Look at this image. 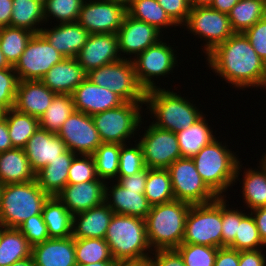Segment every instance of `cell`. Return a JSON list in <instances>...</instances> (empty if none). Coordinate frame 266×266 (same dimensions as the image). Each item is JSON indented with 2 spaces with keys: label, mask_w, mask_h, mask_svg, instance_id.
Segmentation results:
<instances>
[{
  "label": "cell",
  "mask_w": 266,
  "mask_h": 266,
  "mask_svg": "<svg viewBox=\"0 0 266 266\" xmlns=\"http://www.w3.org/2000/svg\"><path fill=\"white\" fill-rule=\"evenodd\" d=\"M77 154L66 150L36 173V180L49 196H57L67 185L68 171Z\"/></svg>",
  "instance_id": "f1b7e54d"
},
{
  "label": "cell",
  "mask_w": 266,
  "mask_h": 266,
  "mask_svg": "<svg viewBox=\"0 0 266 266\" xmlns=\"http://www.w3.org/2000/svg\"><path fill=\"white\" fill-rule=\"evenodd\" d=\"M167 170L176 200L194 205L206 204L218 198L203 181L192 158L177 159Z\"/></svg>",
  "instance_id": "7c38bea8"
},
{
  "label": "cell",
  "mask_w": 266,
  "mask_h": 266,
  "mask_svg": "<svg viewBox=\"0 0 266 266\" xmlns=\"http://www.w3.org/2000/svg\"><path fill=\"white\" fill-rule=\"evenodd\" d=\"M143 105L144 102H124L119 107L92 115L102 143H129L142 127Z\"/></svg>",
  "instance_id": "52a82bcc"
},
{
  "label": "cell",
  "mask_w": 266,
  "mask_h": 266,
  "mask_svg": "<svg viewBox=\"0 0 266 266\" xmlns=\"http://www.w3.org/2000/svg\"><path fill=\"white\" fill-rule=\"evenodd\" d=\"M36 179L24 149L0 152V184L25 183Z\"/></svg>",
  "instance_id": "83f0119b"
},
{
  "label": "cell",
  "mask_w": 266,
  "mask_h": 266,
  "mask_svg": "<svg viewBox=\"0 0 266 266\" xmlns=\"http://www.w3.org/2000/svg\"><path fill=\"white\" fill-rule=\"evenodd\" d=\"M243 34L249 40L257 55L266 63V16L245 30Z\"/></svg>",
  "instance_id": "816d5d0a"
},
{
  "label": "cell",
  "mask_w": 266,
  "mask_h": 266,
  "mask_svg": "<svg viewBox=\"0 0 266 266\" xmlns=\"http://www.w3.org/2000/svg\"><path fill=\"white\" fill-rule=\"evenodd\" d=\"M182 243L222 247V197L191 205Z\"/></svg>",
  "instance_id": "ba28073f"
},
{
  "label": "cell",
  "mask_w": 266,
  "mask_h": 266,
  "mask_svg": "<svg viewBox=\"0 0 266 266\" xmlns=\"http://www.w3.org/2000/svg\"><path fill=\"white\" fill-rule=\"evenodd\" d=\"M5 110L0 107V119L3 118Z\"/></svg>",
  "instance_id": "753ad0ef"
},
{
  "label": "cell",
  "mask_w": 266,
  "mask_h": 266,
  "mask_svg": "<svg viewBox=\"0 0 266 266\" xmlns=\"http://www.w3.org/2000/svg\"><path fill=\"white\" fill-rule=\"evenodd\" d=\"M57 135L75 154L92 155L102 144L92 116L79 111L66 119Z\"/></svg>",
  "instance_id": "2e32d148"
},
{
  "label": "cell",
  "mask_w": 266,
  "mask_h": 266,
  "mask_svg": "<svg viewBox=\"0 0 266 266\" xmlns=\"http://www.w3.org/2000/svg\"><path fill=\"white\" fill-rule=\"evenodd\" d=\"M163 40L160 39L156 44L132 58L136 78L145 92L160 88L154 79L160 76L167 77L170 73H174L173 69L176 65L178 66L176 49L174 50L170 43L168 45Z\"/></svg>",
  "instance_id": "8fae6325"
},
{
  "label": "cell",
  "mask_w": 266,
  "mask_h": 266,
  "mask_svg": "<svg viewBox=\"0 0 266 266\" xmlns=\"http://www.w3.org/2000/svg\"><path fill=\"white\" fill-rule=\"evenodd\" d=\"M127 13L137 20L154 26L161 33L170 26L174 28L177 26L157 0H134Z\"/></svg>",
  "instance_id": "8d00e7d4"
},
{
  "label": "cell",
  "mask_w": 266,
  "mask_h": 266,
  "mask_svg": "<svg viewBox=\"0 0 266 266\" xmlns=\"http://www.w3.org/2000/svg\"><path fill=\"white\" fill-rule=\"evenodd\" d=\"M85 0H47L44 9V19H56L57 23L77 22L80 9Z\"/></svg>",
  "instance_id": "ee69618b"
},
{
  "label": "cell",
  "mask_w": 266,
  "mask_h": 266,
  "mask_svg": "<svg viewBox=\"0 0 266 266\" xmlns=\"http://www.w3.org/2000/svg\"><path fill=\"white\" fill-rule=\"evenodd\" d=\"M51 27H43L40 33L65 58H76L90 36L78 22L59 23Z\"/></svg>",
  "instance_id": "7402d4cb"
},
{
  "label": "cell",
  "mask_w": 266,
  "mask_h": 266,
  "mask_svg": "<svg viewBox=\"0 0 266 266\" xmlns=\"http://www.w3.org/2000/svg\"><path fill=\"white\" fill-rule=\"evenodd\" d=\"M114 261H101V262H95L91 264H79L76 263L75 266H113Z\"/></svg>",
  "instance_id": "003e7915"
},
{
  "label": "cell",
  "mask_w": 266,
  "mask_h": 266,
  "mask_svg": "<svg viewBox=\"0 0 266 266\" xmlns=\"http://www.w3.org/2000/svg\"><path fill=\"white\" fill-rule=\"evenodd\" d=\"M74 111L72 95L56 94L49 107L39 117V126L43 130L57 133Z\"/></svg>",
  "instance_id": "74e56055"
},
{
  "label": "cell",
  "mask_w": 266,
  "mask_h": 266,
  "mask_svg": "<svg viewBox=\"0 0 266 266\" xmlns=\"http://www.w3.org/2000/svg\"><path fill=\"white\" fill-rule=\"evenodd\" d=\"M157 2L178 27L186 23L191 10L188 0H157Z\"/></svg>",
  "instance_id": "f5cc1de1"
},
{
  "label": "cell",
  "mask_w": 266,
  "mask_h": 266,
  "mask_svg": "<svg viewBox=\"0 0 266 266\" xmlns=\"http://www.w3.org/2000/svg\"><path fill=\"white\" fill-rule=\"evenodd\" d=\"M150 263L153 266H185L182 256L176 249L153 251Z\"/></svg>",
  "instance_id": "db71d44e"
},
{
  "label": "cell",
  "mask_w": 266,
  "mask_h": 266,
  "mask_svg": "<svg viewBox=\"0 0 266 266\" xmlns=\"http://www.w3.org/2000/svg\"><path fill=\"white\" fill-rule=\"evenodd\" d=\"M50 238H68L72 236L73 215L57 196H50L42 211Z\"/></svg>",
  "instance_id": "1f68e13d"
},
{
  "label": "cell",
  "mask_w": 266,
  "mask_h": 266,
  "mask_svg": "<svg viewBox=\"0 0 266 266\" xmlns=\"http://www.w3.org/2000/svg\"><path fill=\"white\" fill-rule=\"evenodd\" d=\"M182 28H186L188 32L190 31L189 34L193 33L204 41L205 46L201 47L204 48L205 55L235 33L232 30L228 14L210 6L191 8L188 19Z\"/></svg>",
  "instance_id": "30bf717a"
},
{
  "label": "cell",
  "mask_w": 266,
  "mask_h": 266,
  "mask_svg": "<svg viewBox=\"0 0 266 266\" xmlns=\"http://www.w3.org/2000/svg\"><path fill=\"white\" fill-rule=\"evenodd\" d=\"M13 148L10 140L7 121L3 117L0 119V152H4Z\"/></svg>",
  "instance_id": "94428289"
},
{
  "label": "cell",
  "mask_w": 266,
  "mask_h": 266,
  "mask_svg": "<svg viewBox=\"0 0 266 266\" xmlns=\"http://www.w3.org/2000/svg\"><path fill=\"white\" fill-rule=\"evenodd\" d=\"M212 72L237 89H256L263 83L266 63L257 55L243 33H234L206 55Z\"/></svg>",
  "instance_id": "6da1fadb"
},
{
  "label": "cell",
  "mask_w": 266,
  "mask_h": 266,
  "mask_svg": "<svg viewBox=\"0 0 266 266\" xmlns=\"http://www.w3.org/2000/svg\"><path fill=\"white\" fill-rule=\"evenodd\" d=\"M32 246L17 228L0 226V266L31 257Z\"/></svg>",
  "instance_id": "d6a6232c"
},
{
  "label": "cell",
  "mask_w": 266,
  "mask_h": 266,
  "mask_svg": "<svg viewBox=\"0 0 266 266\" xmlns=\"http://www.w3.org/2000/svg\"><path fill=\"white\" fill-rule=\"evenodd\" d=\"M106 182L99 178L79 184H67L57 198L72 215H76L105 202Z\"/></svg>",
  "instance_id": "d6986e66"
},
{
  "label": "cell",
  "mask_w": 266,
  "mask_h": 266,
  "mask_svg": "<svg viewBox=\"0 0 266 266\" xmlns=\"http://www.w3.org/2000/svg\"><path fill=\"white\" fill-rule=\"evenodd\" d=\"M113 215L114 212L105 202L73 215L72 237L104 239Z\"/></svg>",
  "instance_id": "4316f807"
},
{
  "label": "cell",
  "mask_w": 266,
  "mask_h": 266,
  "mask_svg": "<svg viewBox=\"0 0 266 266\" xmlns=\"http://www.w3.org/2000/svg\"><path fill=\"white\" fill-rule=\"evenodd\" d=\"M232 152L226 143L216 138L192 157L203 181L218 197H227L228 188L240 182L238 177L243 164L238 154Z\"/></svg>",
  "instance_id": "7a4b0ae2"
},
{
  "label": "cell",
  "mask_w": 266,
  "mask_h": 266,
  "mask_svg": "<svg viewBox=\"0 0 266 266\" xmlns=\"http://www.w3.org/2000/svg\"><path fill=\"white\" fill-rule=\"evenodd\" d=\"M185 266H214L218 248L182 243L176 248Z\"/></svg>",
  "instance_id": "bcb514c9"
},
{
  "label": "cell",
  "mask_w": 266,
  "mask_h": 266,
  "mask_svg": "<svg viewBox=\"0 0 266 266\" xmlns=\"http://www.w3.org/2000/svg\"><path fill=\"white\" fill-rule=\"evenodd\" d=\"M86 77L87 73L76 58H64L50 68L41 81L56 94L72 95Z\"/></svg>",
  "instance_id": "484cf974"
},
{
  "label": "cell",
  "mask_w": 266,
  "mask_h": 266,
  "mask_svg": "<svg viewBox=\"0 0 266 266\" xmlns=\"http://www.w3.org/2000/svg\"><path fill=\"white\" fill-rule=\"evenodd\" d=\"M56 93L41 80L18 81L14 109L20 113L41 117L51 104Z\"/></svg>",
  "instance_id": "603a6c76"
},
{
  "label": "cell",
  "mask_w": 266,
  "mask_h": 266,
  "mask_svg": "<svg viewBox=\"0 0 266 266\" xmlns=\"http://www.w3.org/2000/svg\"><path fill=\"white\" fill-rule=\"evenodd\" d=\"M96 85L119 95L125 102H144L146 92L138 83L132 60L120 59L87 73Z\"/></svg>",
  "instance_id": "9c48e42d"
},
{
  "label": "cell",
  "mask_w": 266,
  "mask_h": 266,
  "mask_svg": "<svg viewBox=\"0 0 266 266\" xmlns=\"http://www.w3.org/2000/svg\"><path fill=\"white\" fill-rule=\"evenodd\" d=\"M18 81L13 66L0 69V107L5 111L14 107Z\"/></svg>",
  "instance_id": "681fc988"
},
{
  "label": "cell",
  "mask_w": 266,
  "mask_h": 266,
  "mask_svg": "<svg viewBox=\"0 0 266 266\" xmlns=\"http://www.w3.org/2000/svg\"><path fill=\"white\" fill-rule=\"evenodd\" d=\"M189 100L181 94L160 87L146 92L144 104L152 119H155L151 124L177 133L187 129L204 115L194 101Z\"/></svg>",
  "instance_id": "277c9868"
},
{
  "label": "cell",
  "mask_w": 266,
  "mask_h": 266,
  "mask_svg": "<svg viewBox=\"0 0 266 266\" xmlns=\"http://www.w3.org/2000/svg\"><path fill=\"white\" fill-rule=\"evenodd\" d=\"M207 122L206 115H203L193 125L176 133L182 158L194 157L203 147L216 139L213 127L211 128Z\"/></svg>",
  "instance_id": "4dcf8cb0"
},
{
  "label": "cell",
  "mask_w": 266,
  "mask_h": 266,
  "mask_svg": "<svg viewBox=\"0 0 266 266\" xmlns=\"http://www.w3.org/2000/svg\"><path fill=\"white\" fill-rule=\"evenodd\" d=\"M35 2L39 3L40 5H42L43 7L46 5L47 0H34Z\"/></svg>",
  "instance_id": "2644e50d"
},
{
  "label": "cell",
  "mask_w": 266,
  "mask_h": 266,
  "mask_svg": "<svg viewBox=\"0 0 266 266\" xmlns=\"http://www.w3.org/2000/svg\"><path fill=\"white\" fill-rule=\"evenodd\" d=\"M50 196L37 180L2 185L0 195V226L18 228L34 215H42L45 202Z\"/></svg>",
  "instance_id": "5b68a950"
},
{
  "label": "cell",
  "mask_w": 266,
  "mask_h": 266,
  "mask_svg": "<svg viewBox=\"0 0 266 266\" xmlns=\"http://www.w3.org/2000/svg\"><path fill=\"white\" fill-rule=\"evenodd\" d=\"M111 3H116L121 5L122 7L128 9L134 0H105Z\"/></svg>",
  "instance_id": "a7ac6f4b"
},
{
  "label": "cell",
  "mask_w": 266,
  "mask_h": 266,
  "mask_svg": "<svg viewBox=\"0 0 266 266\" xmlns=\"http://www.w3.org/2000/svg\"><path fill=\"white\" fill-rule=\"evenodd\" d=\"M95 179L99 178L92 155L77 154L69 168L67 184H79Z\"/></svg>",
  "instance_id": "7dc6e473"
},
{
  "label": "cell",
  "mask_w": 266,
  "mask_h": 266,
  "mask_svg": "<svg viewBox=\"0 0 266 266\" xmlns=\"http://www.w3.org/2000/svg\"><path fill=\"white\" fill-rule=\"evenodd\" d=\"M239 0H213L211 8L228 14Z\"/></svg>",
  "instance_id": "6125c7cd"
},
{
  "label": "cell",
  "mask_w": 266,
  "mask_h": 266,
  "mask_svg": "<svg viewBox=\"0 0 266 266\" xmlns=\"http://www.w3.org/2000/svg\"><path fill=\"white\" fill-rule=\"evenodd\" d=\"M263 155H262V158L266 161V152Z\"/></svg>",
  "instance_id": "34e18365"
},
{
  "label": "cell",
  "mask_w": 266,
  "mask_h": 266,
  "mask_svg": "<svg viewBox=\"0 0 266 266\" xmlns=\"http://www.w3.org/2000/svg\"><path fill=\"white\" fill-rule=\"evenodd\" d=\"M65 57L41 34H33L19 60L13 66L21 80H41L55 64Z\"/></svg>",
  "instance_id": "4fadbf2b"
},
{
  "label": "cell",
  "mask_w": 266,
  "mask_h": 266,
  "mask_svg": "<svg viewBox=\"0 0 266 266\" xmlns=\"http://www.w3.org/2000/svg\"><path fill=\"white\" fill-rule=\"evenodd\" d=\"M150 258L115 260L113 266H148Z\"/></svg>",
  "instance_id": "be15d7a7"
},
{
  "label": "cell",
  "mask_w": 266,
  "mask_h": 266,
  "mask_svg": "<svg viewBox=\"0 0 266 266\" xmlns=\"http://www.w3.org/2000/svg\"><path fill=\"white\" fill-rule=\"evenodd\" d=\"M34 266H75V238H49L32 247Z\"/></svg>",
  "instance_id": "d4e9b609"
},
{
  "label": "cell",
  "mask_w": 266,
  "mask_h": 266,
  "mask_svg": "<svg viewBox=\"0 0 266 266\" xmlns=\"http://www.w3.org/2000/svg\"><path fill=\"white\" fill-rule=\"evenodd\" d=\"M67 150L57 135L40 127L28 140L24 151L35 174Z\"/></svg>",
  "instance_id": "44dd1931"
},
{
  "label": "cell",
  "mask_w": 266,
  "mask_h": 266,
  "mask_svg": "<svg viewBox=\"0 0 266 266\" xmlns=\"http://www.w3.org/2000/svg\"><path fill=\"white\" fill-rule=\"evenodd\" d=\"M104 240L114 260L150 258L153 251L149 245L145 219L136 216L114 213Z\"/></svg>",
  "instance_id": "8992f818"
},
{
  "label": "cell",
  "mask_w": 266,
  "mask_h": 266,
  "mask_svg": "<svg viewBox=\"0 0 266 266\" xmlns=\"http://www.w3.org/2000/svg\"><path fill=\"white\" fill-rule=\"evenodd\" d=\"M119 52L122 59L135 58L150 46L164 38L154 26L131 17L128 13L117 32ZM162 36V37H161ZM122 53V54H121ZM130 57L126 58V55ZM132 55V56H131ZM134 55V56H133Z\"/></svg>",
  "instance_id": "e0dca14e"
},
{
  "label": "cell",
  "mask_w": 266,
  "mask_h": 266,
  "mask_svg": "<svg viewBox=\"0 0 266 266\" xmlns=\"http://www.w3.org/2000/svg\"><path fill=\"white\" fill-rule=\"evenodd\" d=\"M226 201V197H222V247H229L234 242L238 223L247 215L245 210L230 208Z\"/></svg>",
  "instance_id": "c3c4849f"
},
{
  "label": "cell",
  "mask_w": 266,
  "mask_h": 266,
  "mask_svg": "<svg viewBox=\"0 0 266 266\" xmlns=\"http://www.w3.org/2000/svg\"><path fill=\"white\" fill-rule=\"evenodd\" d=\"M17 229L23 234L32 247L50 238L42 215L31 216Z\"/></svg>",
  "instance_id": "f907efd6"
},
{
  "label": "cell",
  "mask_w": 266,
  "mask_h": 266,
  "mask_svg": "<svg viewBox=\"0 0 266 266\" xmlns=\"http://www.w3.org/2000/svg\"><path fill=\"white\" fill-rule=\"evenodd\" d=\"M33 34L29 30L18 27L0 28V48L11 66L19 60Z\"/></svg>",
  "instance_id": "ab89813d"
},
{
  "label": "cell",
  "mask_w": 266,
  "mask_h": 266,
  "mask_svg": "<svg viewBox=\"0 0 266 266\" xmlns=\"http://www.w3.org/2000/svg\"><path fill=\"white\" fill-rule=\"evenodd\" d=\"M10 266H34V261H33V258L31 256V257H28L26 259L14 262Z\"/></svg>",
  "instance_id": "03108f58"
},
{
  "label": "cell",
  "mask_w": 266,
  "mask_h": 266,
  "mask_svg": "<svg viewBox=\"0 0 266 266\" xmlns=\"http://www.w3.org/2000/svg\"><path fill=\"white\" fill-rule=\"evenodd\" d=\"M262 87H263V90L266 89V75H265L264 80H263V83H262V85H261V88H262Z\"/></svg>",
  "instance_id": "8c879c8a"
},
{
  "label": "cell",
  "mask_w": 266,
  "mask_h": 266,
  "mask_svg": "<svg viewBox=\"0 0 266 266\" xmlns=\"http://www.w3.org/2000/svg\"><path fill=\"white\" fill-rule=\"evenodd\" d=\"M214 266H239V251L229 248H218Z\"/></svg>",
  "instance_id": "6f0895ef"
},
{
  "label": "cell",
  "mask_w": 266,
  "mask_h": 266,
  "mask_svg": "<svg viewBox=\"0 0 266 266\" xmlns=\"http://www.w3.org/2000/svg\"><path fill=\"white\" fill-rule=\"evenodd\" d=\"M121 144L102 143L92 154L95 162L98 178L106 180H116L119 169V155Z\"/></svg>",
  "instance_id": "60d3db41"
},
{
  "label": "cell",
  "mask_w": 266,
  "mask_h": 266,
  "mask_svg": "<svg viewBox=\"0 0 266 266\" xmlns=\"http://www.w3.org/2000/svg\"><path fill=\"white\" fill-rule=\"evenodd\" d=\"M86 73L122 59L118 36L111 33L90 34L86 44L76 56Z\"/></svg>",
  "instance_id": "ac0fdd59"
},
{
  "label": "cell",
  "mask_w": 266,
  "mask_h": 266,
  "mask_svg": "<svg viewBox=\"0 0 266 266\" xmlns=\"http://www.w3.org/2000/svg\"><path fill=\"white\" fill-rule=\"evenodd\" d=\"M262 249L239 251V266H266Z\"/></svg>",
  "instance_id": "9f6ffc18"
},
{
  "label": "cell",
  "mask_w": 266,
  "mask_h": 266,
  "mask_svg": "<svg viewBox=\"0 0 266 266\" xmlns=\"http://www.w3.org/2000/svg\"><path fill=\"white\" fill-rule=\"evenodd\" d=\"M127 15V9L105 0H85L77 22L90 34H117Z\"/></svg>",
  "instance_id": "9a60e30c"
},
{
  "label": "cell",
  "mask_w": 266,
  "mask_h": 266,
  "mask_svg": "<svg viewBox=\"0 0 266 266\" xmlns=\"http://www.w3.org/2000/svg\"><path fill=\"white\" fill-rule=\"evenodd\" d=\"M45 23L43 6L34 0H13L10 26L40 33ZM40 25L42 27H40Z\"/></svg>",
  "instance_id": "d590c367"
},
{
  "label": "cell",
  "mask_w": 266,
  "mask_h": 266,
  "mask_svg": "<svg viewBox=\"0 0 266 266\" xmlns=\"http://www.w3.org/2000/svg\"><path fill=\"white\" fill-rule=\"evenodd\" d=\"M260 161L258 169L245 168L242 175V200L250 211L266 206V161L262 157Z\"/></svg>",
  "instance_id": "f546056e"
},
{
  "label": "cell",
  "mask_w": 266,
  "mask_h": 266,
  "mask_svg": "<svg viewBox=\"0 0 266 266\" xmlns=\"http://www.w3.org/2000/svg\"><path fill=\"white\" fill-rule=\"evenodd\" d=\"M12 66L8 63V61L6 60L3 52L1 51L0 48V69H7V68H11Z\"/></svg>",
  "instance_id": "89a4df30"
},
{
  "label": "cell",
  "mask_w": 266,
  "mask_h": 266,
  "mask_svg": "<svg viewBox=\"0 0 266 266\" xmlns=\"http://www.w3.org/2000/svg\"><path fill=\"white\" fill-rule=\"evenodd\" d=\"M190 207V203L176 199L151 206L145 222L153 251L176 249L182 244Z\"/></svg>",
  "instance_id": "3957f363"
},
{
  "label": "cell",
  "mask_w": 266,
  "mask_h": 266,
  "mask_svg": "<svg viewBox=\"0 0 266 266\" xmlns=\"http://www.w3.org/2000/svg\"><path fill=\"white\" fill-rule=\"evenodd\" d=\"M144 195L151 206L170 202L175 199L171 177L167 169L148 168Z\"/></svg>",
  "instance_id": "f35d334b"
},
{
  "label": "cell",
  "mask_w": 266,
  "mask_h": 266,
  "mask_svg": "<svg viewBox=\"0 0 266 266\" xmlns=\"http://www.w3.org/2000/svg\"><path fill=\"white\" fill-rule=\"evenodd\" d=\"M148 177V168L126 177H117L116 181L127 190L145 191L146 180Z\"/></svg>",
  "instance_id": "11a10c76"
},
{
  "label": "cell",
  "mask_w": 266,
  "mask_h": 266,
  "mask_svg": "<svg viewBox=\"0 0 266 266\" xmlns=\"http://www.w3.org/2000/svg\"><path fill=\"white\" fill-rule=\"evenodd\" d=\"M75 111L94 115L122 105L125 101L111 90L94 84L88 77L72 93Z\"/></svg>",
  "instance_id": "ffe728a7"
},
{
  "label": "cell",
  "mask_w": 266,
  "mask_h": 266,
  "mask_svg": "<svg viewBox=\"0 0 266 266\" xmlns=\"http://www.w3.org/2000/svg\"><path fill=\"white\" fill-rule=\"evenodd\" d=\"M108 183L110 182H106L105 203L114 213L146 218L151 205L144 195L145 191L127 190L114 180L112 187H109Z\"/></svg>",
  "instance_id": "cb8c5ba5"
},
{
  "label": "cell",
  "mask_w": 266,
  "mask_h": 266,
  "mask_svg": "<svg viewBox=\"0 0 266 266\" xmlns=\"http://www.w3.org/2000/svg\"><path fill=\"white\" fill-rule=\"evenodd\" d=\"M250 213L254 217L260 238L266 245V206L253 209Z\"/></svg>",
  "instance_id": "680465c9"
},
{
  "label": "cell",
  "mask_w": 266,
  "mask_h": 266,
  "mask_svg": "<svg viewBox=\"0 0 266 266\" xmlns=\"http://www.w3.org/2000/svg\"><path fill=\"white\" fill-rule=\"evenodd\" d=\"M265 16L266 0H239L228 13L235 33H243Z\"/></svg>",
  "instance_id": "836d02e7"
},
{
  "label": "cell",
  "mask_w": 266,
  "mask_h": 266,
  "mask_svg": "<svg viewBox=\"0 0 266 266\" xmlns=\"http://www.w3.org/2000/svg\"><path fill=\"white\" fill-rule=\"evenodd\" d=\"M75 257L79 264L115 261L109 245L99 238H75Z\"/></svg>",
  "instance_id": "b9f144b4"
},
{
  "label": "cell",
  "mask_w": 266,
  "mask_h": 266,
  "mask_svg": "<svg viewBox=\"0 0 266 266\" xmlns=\"http://www.w3.org/2000/svg\"><path fill=\"white\" fill-rule=\"evenodd\" d=\"M3 117L7 121L13 148L24 149L28 140L40 127L39 118L20 113L14 108L6 110Z\"/></svg>",
  "instance_id": "e575fe53"
},
{
  "label": "cell",
  "mask_w": 266,
  "mask_h": 266,
  "mask_svg": "<svg viewBox=\"0 0 266 266\" xmlns=\"http://www.w3.org/2000/svg\"><path fill=\"white\" fill-rule=\"evenodd\" d=\"M191 8L193 7H207L210 6L213 0H188Z\"/></svg>",
  "instance_id": "e7e4bbea"
},
{
  "label": "cell",
  "mask_w": 266,
  "mask_h": 266,
  "mask_svg": "<svg viewBox=\"0 0 266 266\" xmlns=\"http://www.w3.org/2000/svg\"><path fill=\"white\" fill-rule=\"evenodd\" d=\"M13 0H0V28L10 26Z\"/></svg>",
  "instance_id": "91938a15"
},
{
  "label": "cell",
  "mask_w": 266,
  "mask_h": 266,
  "mask_svg": "<svg viewBox=\"0 0 266 266\" xmlns=\"http://www.w3.org/2000/svg\"><path fill=\"white\" fill-rule=\"evenodd\" d=\"M264 246L266 247L260 238L254 217L251 213H248L240 221V223H238V229L234 242L229 246V248L238 251L257 249L264 250Z\"/></svg>",
  "instance_id": "7bdbcfd3"
},
{
  "label": "cell",
  "mask_w": 266,
  "mask_h": 266,
  "mask_svg": "<svg viewBox=\"0 0 266 266\" xmlns=\"http://www.w3.org/2000/svg\"><path fill=\"white\" fill-rule=\"evenodd\" d=\"M143 135L136 139L142 148L144 162L149 169H167L182 158L176 133L150 123Z\"/></svg>",
  "instance_id": "5bb4252c"
},
{
  "label": "cell",
  "mask_w": 266,
  "mask_h": 266,
  "mask_svg": "<svg viewBox=\"0 0 266 266\" xmlns=\"http://www.w3.org/2000/svg\"><path fill=\"white\" fill-rule=\"evenodd\" d=\"M134 142L135 146L131 143L129 145L127 143L121 145L117 177L131 176L146 168L141 145L137 140Z\"/></svg>",
  "instance_id": "f6af8a7d"
}]
</instances>
